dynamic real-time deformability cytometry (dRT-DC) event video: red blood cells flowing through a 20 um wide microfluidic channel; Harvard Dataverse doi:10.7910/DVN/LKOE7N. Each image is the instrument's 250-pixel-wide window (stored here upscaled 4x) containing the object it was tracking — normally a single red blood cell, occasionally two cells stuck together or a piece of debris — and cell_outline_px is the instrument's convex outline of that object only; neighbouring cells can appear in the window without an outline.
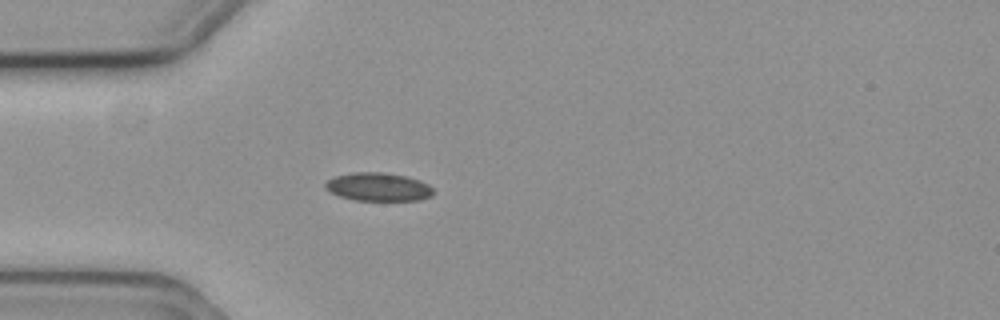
{"species": "common noctule bat (a hibernating species)", "species_latin": "Nyctalus noctula", "temperature_condition": "cold", "stored_images_in_passage": 4, "camera_frame_rate_fps": 3000, "um_per_image_px": 0.085, "animal": {"sex": "female", "body_mass_g": 19.3, "forearm_length_mm": 54.1}, "frame": {"image": 1, "passage_image": 4, "time_ms": 1.0, "image_size_px": [1000, 320], "cell_outline_px": [[436, 192], [432, 196], [420, 200], [356, 200], [340, 196], [324, 188], [324, 184], [328, 180], [336, 176], [352, 172], [384, 172], [404, 176], [420, 180], [428, 184]], "centroid_in_image_um": [32.18, 15.88], "position_along_channel_um": 52.8, "area_um2": 17.8}}